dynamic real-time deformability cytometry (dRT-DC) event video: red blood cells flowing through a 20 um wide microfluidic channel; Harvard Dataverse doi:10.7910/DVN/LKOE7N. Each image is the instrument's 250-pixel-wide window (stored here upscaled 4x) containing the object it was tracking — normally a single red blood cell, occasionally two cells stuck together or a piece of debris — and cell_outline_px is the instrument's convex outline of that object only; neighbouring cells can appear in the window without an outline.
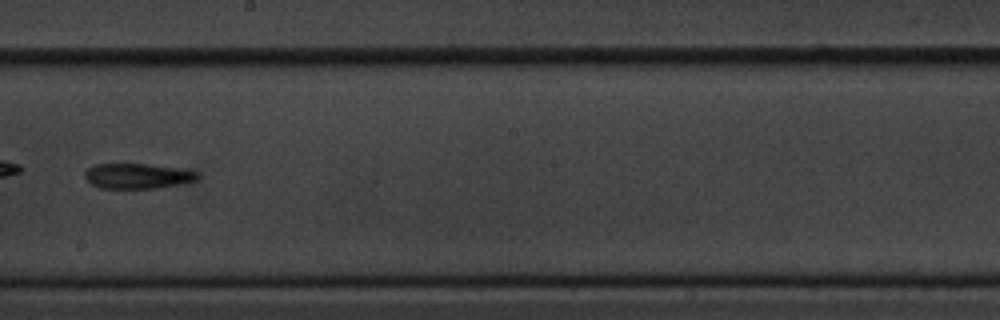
{"species": "common noctule bat (a hibernating species)", "species_latin": "Nyctalus noctula", "temperature_condition": "cold", "stored_images_in_passage": 12, "camera_frame_rate_fps": 3000, "um_per_image_px": 0.085, "animal": {"sex": "male", "body_mass_g": 20.1, "forearm_length_mm": 53.5}, "frame": {"image": 1, "passage_image": 7, "time_ms": 7.333, "image_size_px": [1000, 320], "cell_outline_px": [[200, 176], [196, 180], [176, 184], [152, 188], [100, 188], [92, 184], [84, 176], [84, 172], [88, 168], [96, 164], [144, 164], [176, 168], [196, 172]], "centroid_in_image_um": [11.63, 14.96], "position_along_channel_um": 236.6, "area_um2": 16.13}}
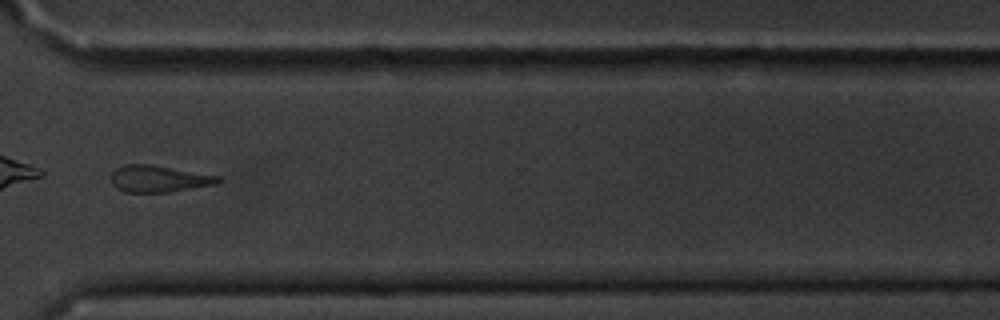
{"frame": {"image": 2, "passage_image": 10, "time_ms": 10.667, "image_size_px": [1000, 320], "cell_outline_px": [[220, 180], [216, 184], [168, 192], [124, 192], [116, 188], [112, 184], [112, 172], [116, 168], [124, 164], [152, 164], [220, 176]], "centroid_in_image_um": [13.47, 15.19], "position_along_channel_um": 357.1, "area_um2": 16.65}, "authors_computed_cell_mechanics": {"area_um2": 16.3574, "velocity_mm_per_s": 3.6236, "shape_relaxation_time_tau1_ms": 10.8164, "shape_relaxation_time_tau2_ms": null, "deformation_change_tau1": 0.2153, "deformation_change_tau2": null}}